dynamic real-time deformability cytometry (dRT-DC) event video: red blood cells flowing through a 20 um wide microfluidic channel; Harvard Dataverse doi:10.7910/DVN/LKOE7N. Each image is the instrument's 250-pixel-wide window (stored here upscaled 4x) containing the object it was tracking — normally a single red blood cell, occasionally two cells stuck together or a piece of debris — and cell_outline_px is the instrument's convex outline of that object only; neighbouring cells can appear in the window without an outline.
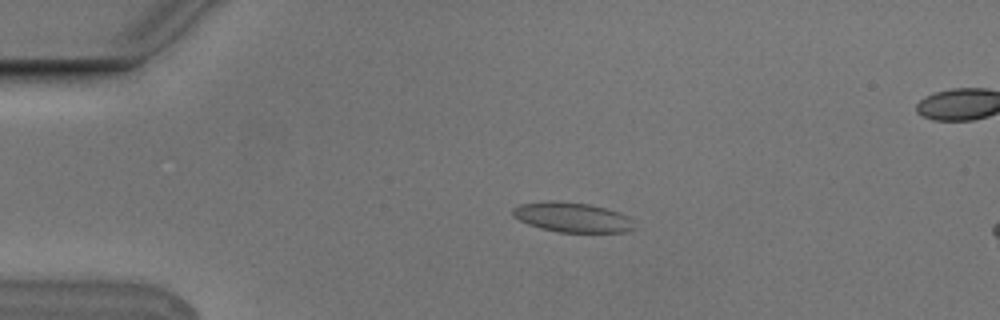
{"species": "Egyptian fruit bat (a non-hibernating species)", "species_latin": "Rousettus aegyptiacus", "temperature_condition": "cold", "stored_images_in_passage": 5, "camera_frame_rate_fps": 3000, "um_per_image_px": 0.085, "animal": {"sex": "male"}, "frame": {"image": 1, "passage_image": 3, "time_ms": 0.667, "image_size_px": [1000, 320], "cell_outline_px": [[636, 228], [624, 232], [560, 232], [540, 228], [528, 224], [512, 216], [512, 208], [520, 204], [548, 200], [552, 200], [588, 204], [604, 208], [628, 216], [632, 220]], "centroid_in_image_um": [48.61, 18.47], "position_along_channel_um": 36.4, "area_um2": 21.04}}